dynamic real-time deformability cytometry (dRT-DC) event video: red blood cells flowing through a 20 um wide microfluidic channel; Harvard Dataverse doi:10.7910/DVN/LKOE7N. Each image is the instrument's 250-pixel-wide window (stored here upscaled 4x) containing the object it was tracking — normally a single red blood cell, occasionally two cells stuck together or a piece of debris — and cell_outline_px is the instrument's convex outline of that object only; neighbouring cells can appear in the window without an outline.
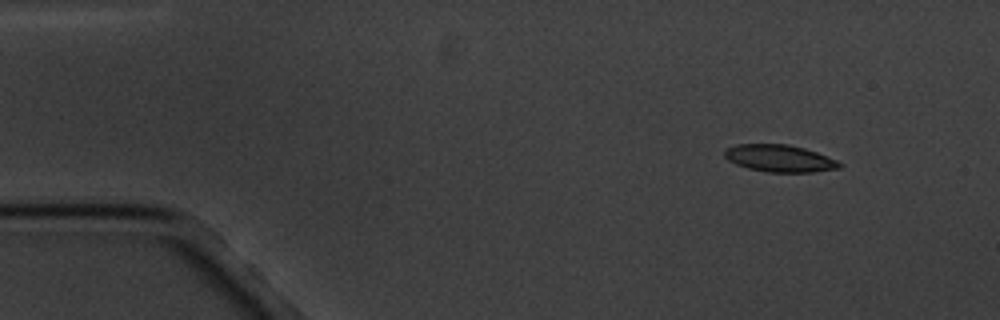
{"species": "common noctule bat (a hibernating species)", "species_latin": "Nyctalus noctula", "temperature_condition": "cold", "stored_images_in_passage": 4, "camera_frame_rate_fps": 3000, "um_per_image_px": 0.085, "animal": {"sex": "male", "body_mass_g": 20.1, "forearm_length_mm": 53.5}, "frame": {"image": 1, "passage_image": 1, "time_ms": 0.0, "image_size_px": [1000, 320], "cell_outline_px": [[844, 164], [840, 168], [812, 172], [768, 172], [748, 168], [736, 164], [728, 160], [724, 156], [724, 152], [728, 148], [736, 144], [788, 144], [804, 148], [816, 152], [836, 160]], "centroid_in_image_um": [66.27, 13.46], "position_along_channel_um": 18.7, "area_um2": 18.09}}
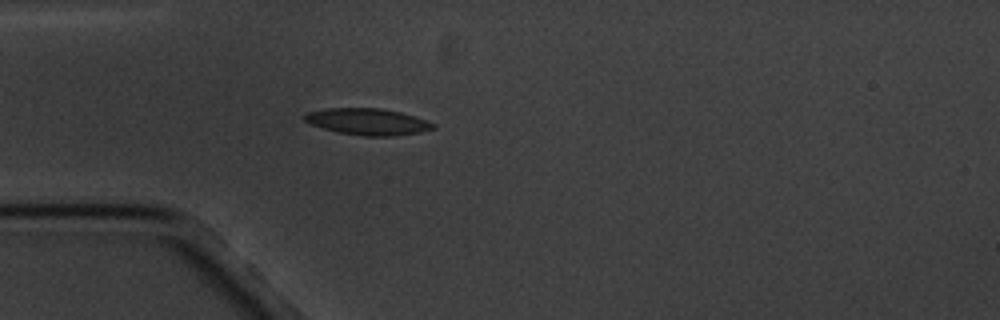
{"frame": {"image": 2, "passage_image": 4, "time_ms": 3.333, "image_size_px": [1000, 320], "cell_outline_px": [[436, 128], [420, 132], [392, 136], [364, 136], [340, 132], [324, 128], [312, 124], [304, 120], [304, 112], [328, 108], [380, 108], [400, 112], [436, 124]], "centroid_in_image_um": [31.24, 10.34], "position_along_channel_um": 53.8, "area_um2": 19.65}}